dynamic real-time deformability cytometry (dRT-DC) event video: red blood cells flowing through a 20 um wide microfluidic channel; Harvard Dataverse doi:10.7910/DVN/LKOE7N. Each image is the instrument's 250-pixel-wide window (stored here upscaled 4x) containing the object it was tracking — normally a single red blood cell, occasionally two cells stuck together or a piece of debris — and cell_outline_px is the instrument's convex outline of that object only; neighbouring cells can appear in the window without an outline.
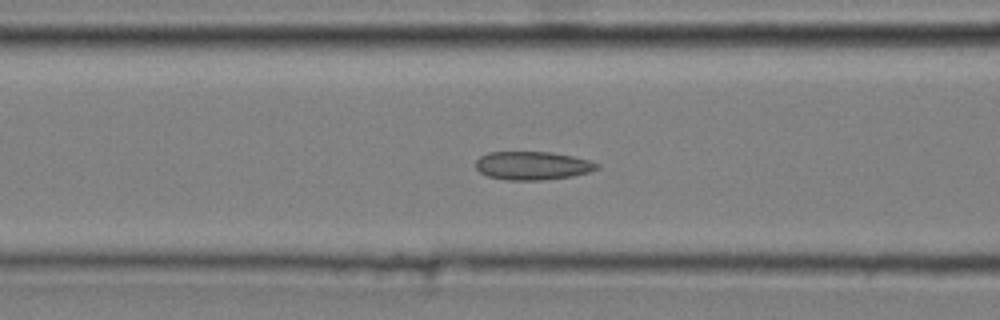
{"species": "common noctule bat (a hibernating species)", "species_latin": "Nyctalus noctula", "temperature_condition": "cold", "stored_images_in_passage": 46, "camera_frame_rate_fps": 3000, "um_per_image_px": 0.085, "animal": {"sex": "male", "body_mass_g": 20.4}, "frame": {"image": 1, "passage_image": 20, "time_ms": 6.333, "image_size_px": [1000, 320], "cell_outline_px": [[600, 168], [588, 172], [572, 176], [544, 180], [508, 180], [488, 176], [480, 172], [476, 168], [476, 160], [480, 156], [488, 152], [552, 152], [572, 156], [588, 160], [600, 164]], "centroid_in_image_um": [45.27, 14.08], "position_along_channel_um": 121.3, "area_um2": 20.06}}
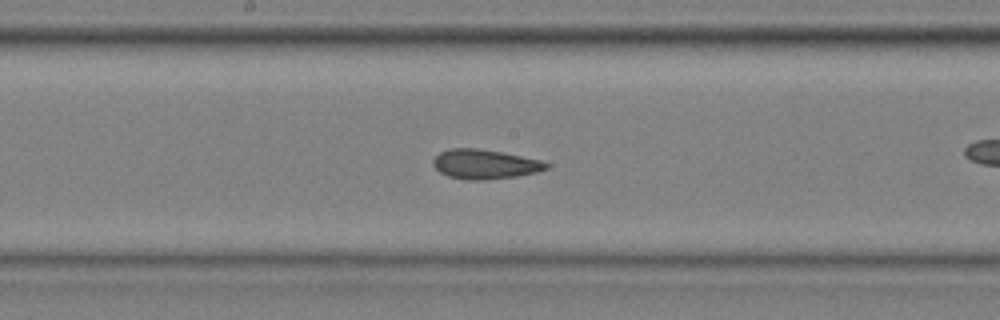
{"frame": {"image": 2, "passage_image": 27, "time_ms": 8.667, "image_size_px": [1000, 320], "cell_outline_px": [[548, 168], [536, 172], [516, 176], [488, 180], [464, 180], [448, 176], [440, 172], [432, 164], [432, 160], [440, 152], [448, 148], [476, 148], [500, 152], [540, 160], [548, 164]], "centroid_in_image_um": [41.15, 13.96], "position_along_channel_um": 207.0, "area_um2": 19.36}}
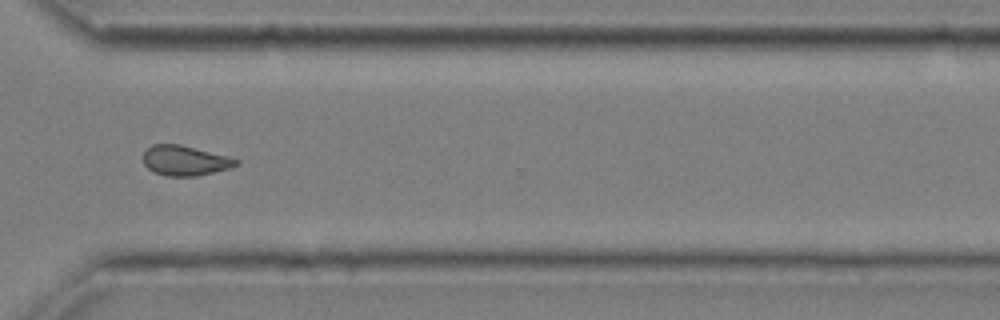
{"frame": {"image": 3, "passage_image": 39, "time_ms": 12.667, "image_size_px": [1000, 320], "cell_outline_px": [[240, 164], [228, 168], [196, 176], [168, 176], [152, 172], [144, 164], [144, 152], [152, 144], [180, 144], [228, 156], [240, 160]], "centroid_in_image_um": [15.72, 13.64], "position_along_channel_um": 354.9, "area_um2": 16.18}}